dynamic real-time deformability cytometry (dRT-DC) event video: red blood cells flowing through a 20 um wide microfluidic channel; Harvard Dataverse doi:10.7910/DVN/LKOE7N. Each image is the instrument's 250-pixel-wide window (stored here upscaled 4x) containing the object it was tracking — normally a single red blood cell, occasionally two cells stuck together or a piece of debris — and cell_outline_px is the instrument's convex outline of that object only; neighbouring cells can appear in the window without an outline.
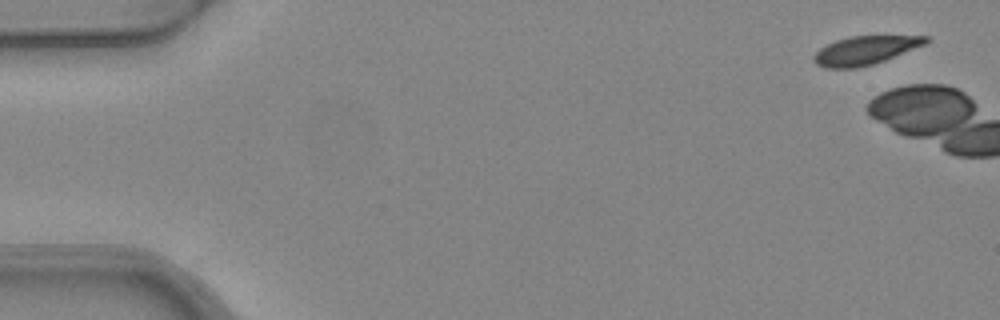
{"species": "common noctule bat (a hibernating species)", "species_latin": "Nyctalus noctula", "temperature_condition": "warm", "stored_images_in_passage": 2, "camera_frame_rate_fps": 3000, "um_per_image_px": 0.085, "animal": {"sex": "female", "body_mass_g": 24.6, "forearm_length_mm": 56.2}, "frame": {"image": 1, "passage_image": 1, "time_ms": 0.0, "image_size_px": [1000, 320], "cell_outline_px": [[932, 40], [924, 44], [884, 60], [872, 64], [856, 68], [824, 68], [816, 64], [812, 60], [812, 56], [820, 48], [836, 40], [848, 36], [928, 36]], "centroid_in_image_um": [73.49, 4.28], "position_along_channel_um": 11.5, "area_um2": 18.5}}